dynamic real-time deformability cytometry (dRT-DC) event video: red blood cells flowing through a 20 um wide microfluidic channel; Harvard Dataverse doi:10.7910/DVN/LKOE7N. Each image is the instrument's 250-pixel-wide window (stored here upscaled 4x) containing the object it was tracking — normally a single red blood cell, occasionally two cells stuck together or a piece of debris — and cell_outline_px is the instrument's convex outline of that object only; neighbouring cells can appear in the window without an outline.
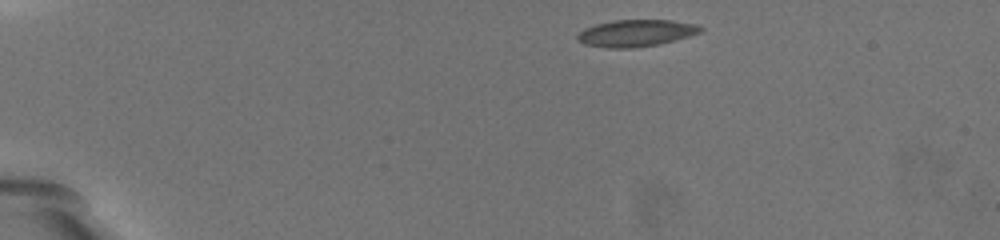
{"species": "common noctule bat (a hibernating species)", "species_latin": "Nyctalus noctula", "temperature_condition": "warm", "stored_images_in_passage": 44, "camera_frame_rate_fps": 3000, "um_per_image_px": 0.085, "animal": {"sex": "female", "body_mass_g": 19.5, "forearm_length_mm": 54.1}, "frame": {"image": 1, "passage_image": 1, "time_ms": 0.0, "image_size_px": [1000, 240], "cell_outline_px": [[704, 28], [700, 32], [688, 36], [660, 44], [632, 48], [608, 48], [584, 44], [576, 40], [576, 36], [584, 28], [596, 24], [612, 20], [672, 20], [696, 24]], "centroid_in_image_um": [54.03, 2.81], "position_along_channel_um": 31.0, "area_um2": 19.31}}
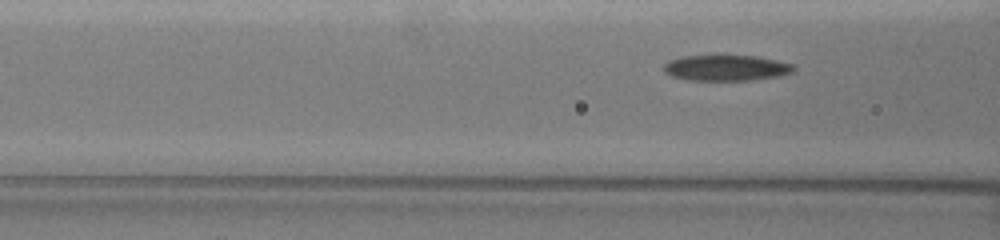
{"frame": {"image": 2, "passage_image": 16, "time_ms": 5.0, "image_size_px": [1000, 240], "cell_outline_px": [[796, 68], [792, 72], [776, 76], [748, 80], [692, 80], [672, 76], [664, 72], [664, 64], [672, 60], [684, 56], [756, 56], [776, 60], [792, 64]], "centroid_in_image_um": [61.73, 5.77], "position_along_channel_um": 104.9, "area_um2": 19.07}}
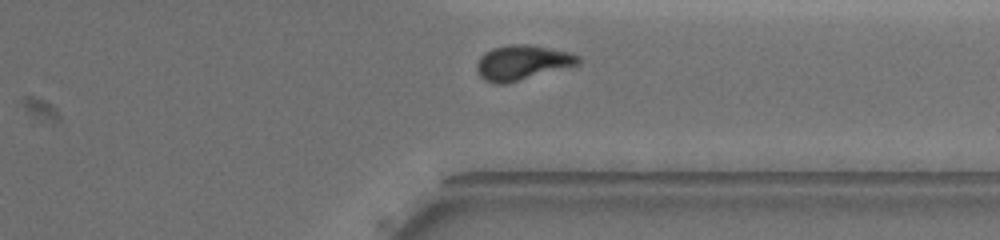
{"frame": {"image": 3, "passage_image": 40, "time_ms": 13.0, "image_size_px": [1000, 240], "cell_outline_px": [[580, 64], [504, 84], [492, 84], [484, 80], [480, 76], [476, 68], [476, 64], [480, 56], [492, 48], [508, 44], [528, 44], [568, 52], [580, 56]], "centroid_in_image_um": [44.35, 5.32], "position_along_channel_um": 367.0, "area_um2": 20.52}, "authors_computed_cell_mechanics": {"area_um2": 20.1722, "velocity_mm_per_s": 3.2774, "shape_relaxation_time_tau1_ms": 4.6501, "shape_relaxation_time_tau2_ms": 2.8318, "deformation_change_tau1": 0.173, "deformation_change_tau2": 0.0946}}